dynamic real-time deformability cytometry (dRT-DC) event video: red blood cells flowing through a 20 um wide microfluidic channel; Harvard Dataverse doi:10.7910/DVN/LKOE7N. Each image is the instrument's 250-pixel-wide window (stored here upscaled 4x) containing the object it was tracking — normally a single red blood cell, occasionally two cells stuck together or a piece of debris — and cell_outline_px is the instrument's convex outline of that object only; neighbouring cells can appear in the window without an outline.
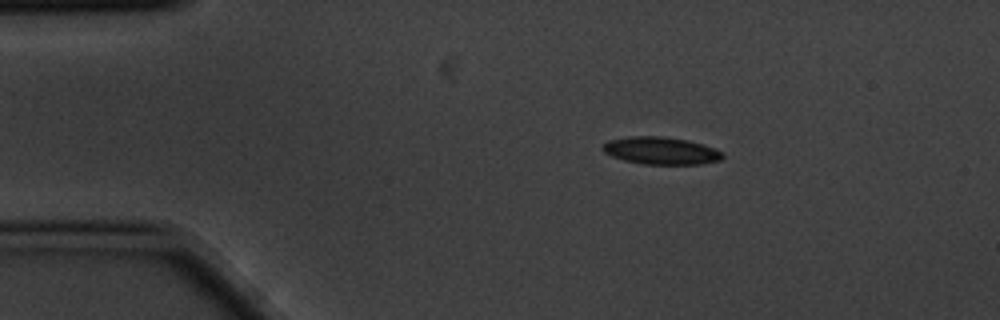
{"species": "common noctule bat (a hibernating species)", "species_latin": "Nyctalus noctula", "temperature_condition": "cold", "stored_images_in_passage": 5, "camera_frame_rate_fps": 3000, "um_per_image_px": 0.085, "animal": {"sex": "male", "body_mass_g": 20.1, "forearm_length_mm": 53.5}, "frame": {"image": 1, "passage_image": 2, "time_ms": 0.333, "image_size_px": [1000, 320], "cell_outline_px": [[724, 156], [720, 160], [700, 164], [644, 164], [624, 160], [612, 156], [604, 152], [600, 148], [608, 140], [628, 136], [664, 136], [688, 140], [704, 144], [724, 152]], "centroid_in_image_um": [56.19, 12.8], "position_along_channel_um": 28.8, "area_um2": 19.31}}
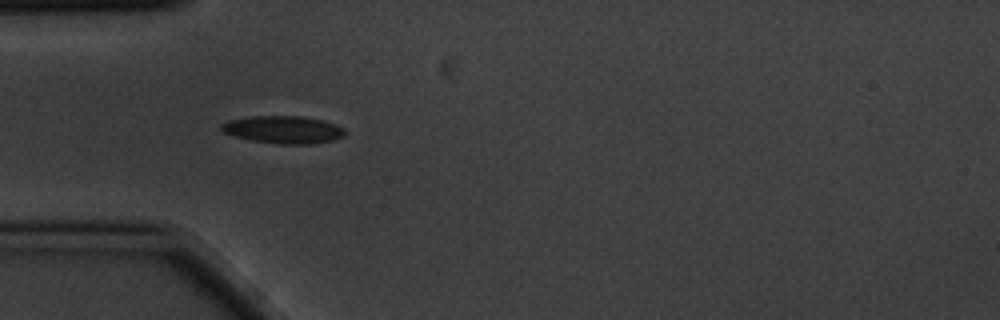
{"frame": {"image": 2, "passage_image": 4, "time_ms": 1.0, "image_size_px": [1000, 320], "cell_outline_px": [[344, 136], [332, 140], [312, 144], [280, 144], [252, 140], [236, 136], [224, 132], [220, 128], [220, 124], [228, 120], [252, 116], [304, 116], [324, 120], [336, 124], [344, 128]], "centroid_in_image_um": [24.1, 11.01], "position_along_channel_um": 60.9, "area_um2": 19.83}}